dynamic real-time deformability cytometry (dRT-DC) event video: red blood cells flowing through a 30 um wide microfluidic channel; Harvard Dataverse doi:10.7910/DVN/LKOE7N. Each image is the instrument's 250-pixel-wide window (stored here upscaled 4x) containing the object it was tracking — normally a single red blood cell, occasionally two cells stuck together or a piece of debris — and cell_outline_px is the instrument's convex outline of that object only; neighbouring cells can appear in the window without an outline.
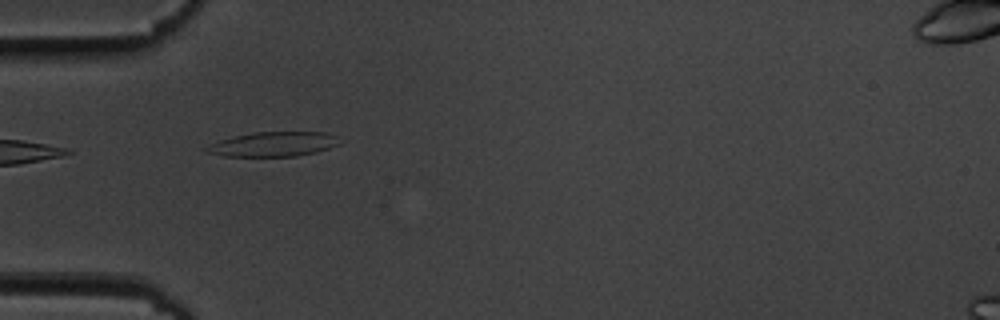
{"species": "common noctule bat (a hibernating species)", "species_latin": "Nyctalus noctula", "temperature_condition": "cold", "stored_images_in_passage": 36, "camera_frame_rate_fps": 3000, "um_per_image_px": 0.085, "animal": {"sex": "male", "body_mass_g": 19.5, "forearm_length_mm": 54.6}, "frame": {"image": 1, "passage_image": 1, "time_ms": 0.0, "image_size_px": [1000, 320], "cell_outline_px": [[340, 144], [316, 152], [296, 156], [224, 156], [208, 152], [204, 148], [208, 144], [220, 140], [252, 132], [328, 132], [336, 136]], "centroid_in_image_um": [23.24, 12.25], "position_along_channel_um": 61.8, "area_um2": 18.96}}
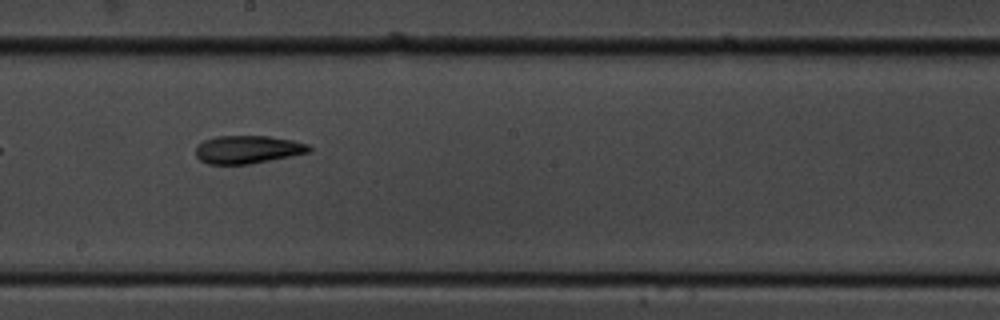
{"frame": {"image": 2, "passage_image": 15, "time_ms": 4.667, "image_size_px": [1000, 320], "cell_outline_px": [[312, 148], [308, 152], [248, 164], [208, 164], [200, 160], [196, 156], [196, 144], [204, 140], [216, 136], [268, 136], [292, 140], [308, 144]], "centroid_in_image_um": [21.0, 12.7], "position_along_channel_um": 227.2, "area_um2": 18.32}}
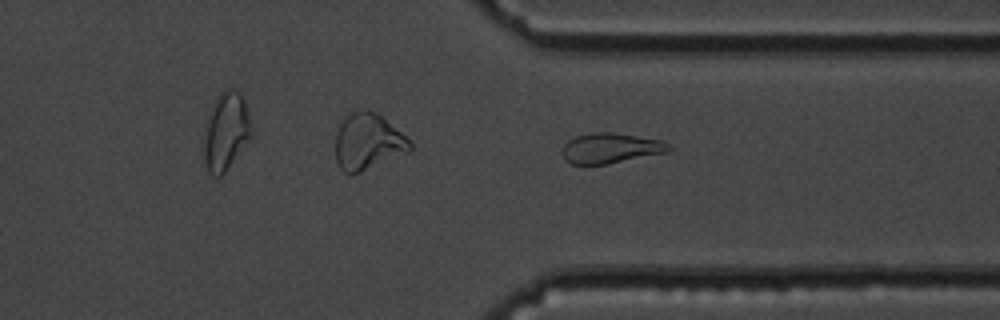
{"frame": {"image": 3, "passage_image": 26, "time_ms": 8.333, "image_size_px": [1000, 320], "cell_outline_px": [[672, 148], [668, 152], [608, 164], [572, 164], [564, 160], [564, 144], [568, 140], [576, 136], [592, 132], [612, 132], [660, 140], [668, 144]], "centroid_in_image_um": [51.9, 12.59], "position_along_channel_um": 359.5, "area_um2": 18.61}, "authors_computed_cell_mechanics": {"area_um2": 18.9584, "velocity_mm_per_s": 3.6079, "shape_relaxation_time_tau1_ms": 6.4102, "shape_relaxation_time_tau2_ms": 3.8753, "deformation_change_tau1": 0.1609, "deformation_change_tau2": 0.1163}}